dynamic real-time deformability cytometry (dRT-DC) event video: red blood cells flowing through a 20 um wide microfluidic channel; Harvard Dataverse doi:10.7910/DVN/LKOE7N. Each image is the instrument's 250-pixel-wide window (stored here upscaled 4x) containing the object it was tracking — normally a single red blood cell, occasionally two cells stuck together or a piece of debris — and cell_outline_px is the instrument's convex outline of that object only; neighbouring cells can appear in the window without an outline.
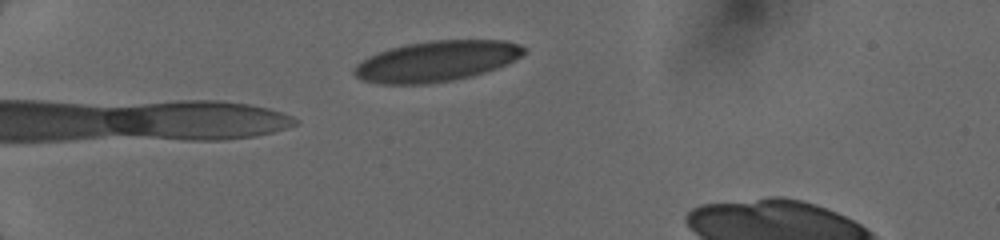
{"species": "human", "species_latin": "Homo sapiens", "temperature_condition": "cold", "stored_images_in_passage": 24, "camera_frame_rate_fps": 3000, "um_per_image_px": 0.085, "donor": {"sex": "female"}, "frame": {"image": 1, "passage_image": 1, "time_ms": 0.0, "image_size_px": [1000, 240], "cell_outline_px": [[524, 52], [516, 60], [496, 68], [472, 76], [452, 80], [428, 84], [380, 84], [364, 80], [356, 76], [352, 72], [356, 64], [368, 56], [388, 48], [408, 44], [432, 40], [504, 40], [520, 44], [524, 48]], "centroid_in_image_um": [37.08, 5.2], "position_along_channel_um": 47.9, "area_um2": 40.11}}
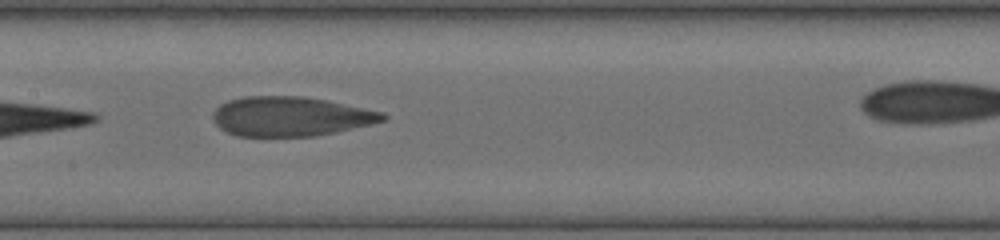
{"frame": {"image": 2, "passage_image": 11, "time_ms": 3.0, "image_size_px": [1000, 240], "cell_outline_px": [[388, 116], [384, 120], [372, 124], [336, 132], [316, 136], [236, 136], [220, 128], [212, 120], [212, 112], [220, 104], [228, 100], [244, 96], [304, 96], [384, 112]], "centroid_in_image_um": [24.67, 9.9], "position_along_channel_um": 182.7, "area_um2": 39.19}}
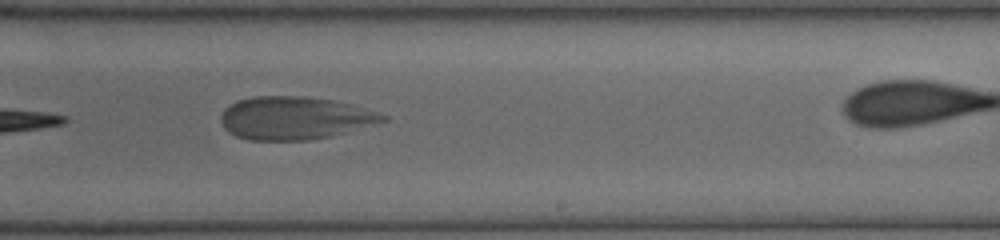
{"frame": {"image": 3, "passage_image": 18, "time_ms": 5.0, "image_size_px": [1000, 240], "cell_outline_px": [[388, 120], [332, 136], [308, 140], [252, 140], [236, 136], [228, 132], [224, 128], [220, 120], [220, 116], [224, 108], [236, 100], [252, 96], [304, 96], [332, 100], [352, 104], [388, 116]], "centroid_in_image_um": [25.01, 10.03], "position_along_channel_um": 264.0, "area_um2": 40.58}}